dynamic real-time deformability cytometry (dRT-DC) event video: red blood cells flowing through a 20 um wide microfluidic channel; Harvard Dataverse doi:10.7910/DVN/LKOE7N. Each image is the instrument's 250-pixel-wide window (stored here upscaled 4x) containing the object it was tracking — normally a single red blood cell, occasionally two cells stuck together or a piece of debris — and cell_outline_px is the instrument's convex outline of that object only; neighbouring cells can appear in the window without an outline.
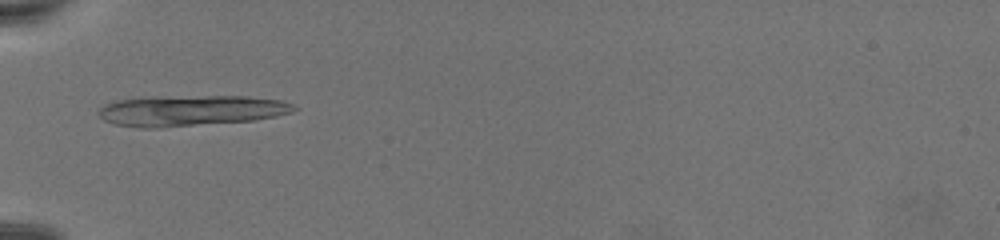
{"species": "common noctule bat (a hibernating species)", "species_latin": "Nyctalus noctula", "temperature_condition": "warm", "stored_images_in_passage": 47, "camera_frame_rate_fps": 3000, "um_per_image_px": 0.085, "animal": {"sex": "female", "body_mass_g": 19.5, "forearm_length_mm": 54.1}, "frame": {"image": 1, "passage_image": 1, "time_ms": 0.0, "image_size_px": [1000, 240], "cell_outline_px": [[300, 108], [292, 112], [276, 116], [252, 120], [156, 128], [136, 128], [116, 124], [104, 120], [96, 112], [104, 104], [116, 100], [152, 96], [248, 96], [280, 100], [292, 104]], "centroid_in_image_um": [16.18, 9.39], "position_along_channel_um": 68.8, "area_um2": 35.2}}